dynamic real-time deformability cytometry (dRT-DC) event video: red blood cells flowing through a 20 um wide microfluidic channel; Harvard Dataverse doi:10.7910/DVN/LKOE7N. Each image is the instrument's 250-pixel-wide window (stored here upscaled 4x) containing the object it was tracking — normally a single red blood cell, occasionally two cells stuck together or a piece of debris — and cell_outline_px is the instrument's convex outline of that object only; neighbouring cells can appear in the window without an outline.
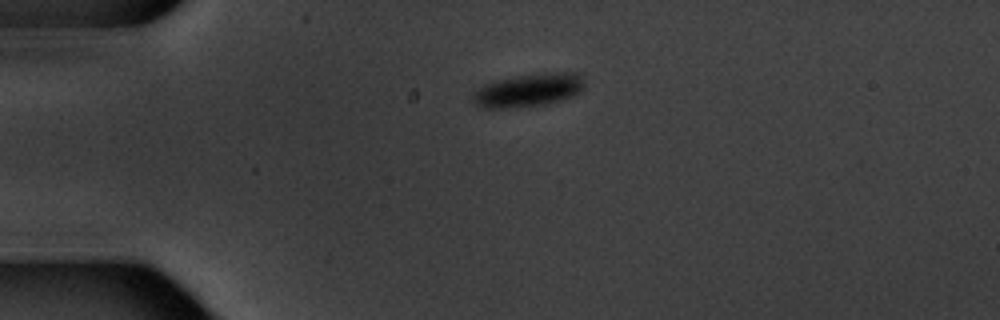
{"species": "common noctule bat (a hibernating species)", "species_latin": "Nyctalus noctula", "temperature_condition": "warm", "stored_images_in_passage": 2, "camera_frame_rate_fps": 3000, "um_per_image_px": 0.085, "animal": {"sex": "male", "body_mass_g": 20.1, "forearm_length_mm": 53.5}, "frame": {"image": 1, "passage_image": 1, "time_ms": 0.0, "image_size_px": [1000, 320], "cell_outline_px": [[584, 84], [580, 92], [572, 96], [560, 100], [544, 104], [504, 108], [480, 108], [472, 100], [472, 96], [484, 84], [516, 76], [556, 72], [580, 72]], "centroid_in_image_um": [44.94, 7.66], "position_along_channel_um": 40.1, "area_um2": 21.21}}